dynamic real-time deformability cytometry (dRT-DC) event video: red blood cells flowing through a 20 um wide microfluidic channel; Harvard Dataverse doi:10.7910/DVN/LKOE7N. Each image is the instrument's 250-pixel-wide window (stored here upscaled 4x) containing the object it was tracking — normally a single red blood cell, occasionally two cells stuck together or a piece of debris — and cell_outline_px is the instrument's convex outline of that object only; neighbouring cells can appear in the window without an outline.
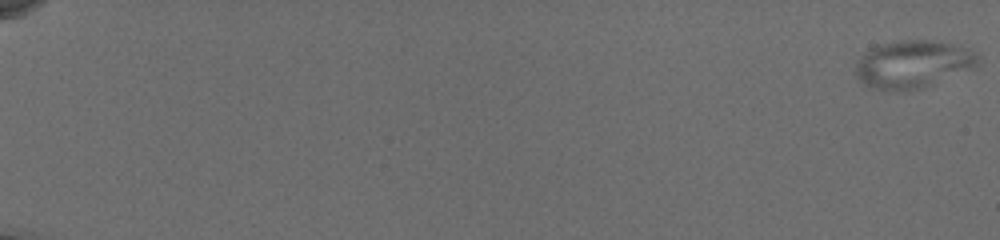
{"species": "common noctule bat (a hibernating species)", "species_latin": "Nyctalus noctula", "temperature_condition": "cold", "stored_images_in_passage": 57, "camera_frame_rate_fps": 3000, "um_per_image_px": 0.085, "animal": {"sex": "female", "body_mass_g": 19.5, "forearm_length_mm": 54.1}, "frame": {"image": 1, "passage_image": 1, "time_ms": 0.0, "image_size_px": [1000, 240], "cell_outline_px": [[980, 64], [920, 88], [876, 88], [864, 84], [856, 76], [856, 68], [860, 60], [868, 52], [880, 44], [904, 40], [924, 40], [944, 44], [980, 56]], "centroid_in_image_um": [77.55, 5.45], "position_along_channel_um": 7.4, "area_um2": 31.62}}
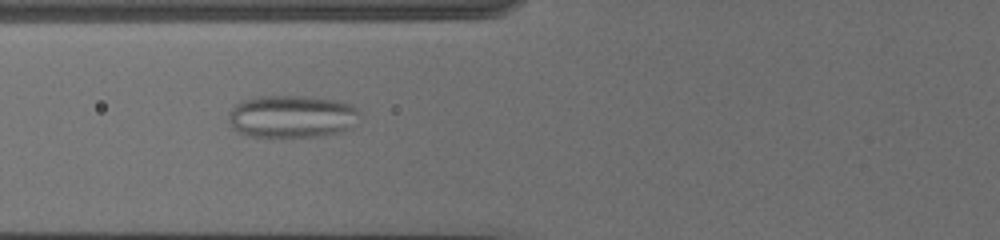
{"frame": {"image": 2, "passage_image": 25, "time_ms": 8.0, "image_size_px": [1000, 240], "cell_outline_px": [[360, 112], [348, 128], [340, 132], [316, 136], [248, 136], [232, 128], [228, 120], [228, 116], [232, 108], [236, 104], [252, 96], [300, 96], [332, 100], [348, 104], [356, 108]], "centroid_in_image_um": [24.72, 9.89], "position_along_channel_um": 101.1, "area_um2": 31.91}}
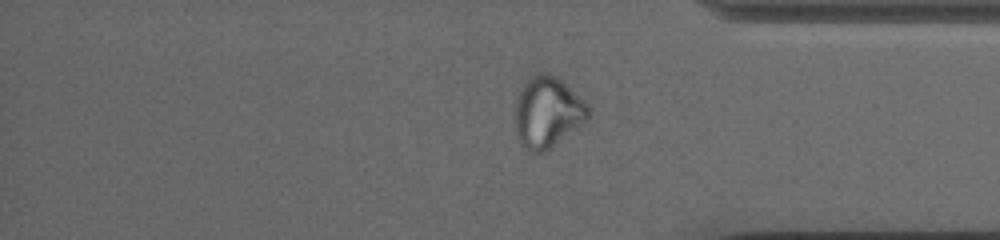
{"frame": {"image": 3, "passage_image": 48, "time_ms": 15.667, "image_size_px": [1000, 240], "cell_outline_px": [[592, 112], [584, 120], [544, 152], [532, 152], [520, 140], [516, 132], [516, 104], [520, 92], [524, 84], [532, 76], [540, 72], [548, 72], [560, 80], [588, 104]], "centroid_in_image_um": [46.53, 9.5], "position_along_channel_um": 388.7, "area_um2": 29.02}}